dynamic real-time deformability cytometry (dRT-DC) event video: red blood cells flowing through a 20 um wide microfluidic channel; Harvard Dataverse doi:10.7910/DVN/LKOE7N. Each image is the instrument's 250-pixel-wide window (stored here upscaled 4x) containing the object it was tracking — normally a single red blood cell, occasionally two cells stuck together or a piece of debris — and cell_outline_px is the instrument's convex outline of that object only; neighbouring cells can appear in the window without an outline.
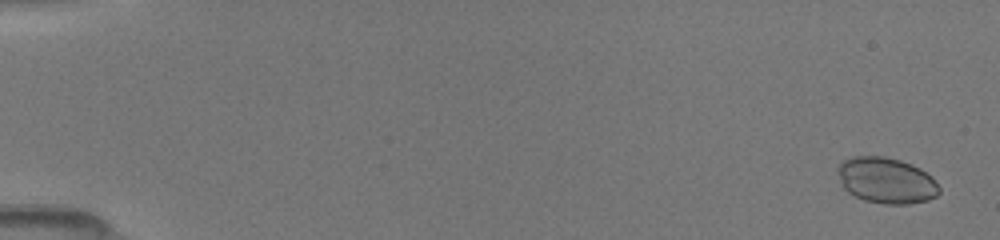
{"species": "common noctule bat (a hibernating species)", "species_latin": "Nyctalus noctula", "temperature_condition": "room temperature", "stored_images_in_passage": 21, "camera_frame_rate_fps": 3000, "um_per_image_px": 0.085, "animal": {"sex": "female", "body_mass_g": 19.5, "forearm_length_mm": 54.1}, "frame": {"image": 1, "passage_image": 2, "time_ms": 0.333, "image_size_px": [1000, 240], "cell_outline_px": [[940, 192], [936, 196], [928, 200], [908, 204], [884, 204], [864, 200], [848, 192], [844, 188], [836, 172], [836, 168], [844, 160], [856, 156], [884, 156], [900, 160], [912, 164], [920, 168], [932, 176], [940, 188]], "centroid_in_image_um": [75.34, 15.34], "position_along_channel_um": 9.7, "area_um2": 27.28}}
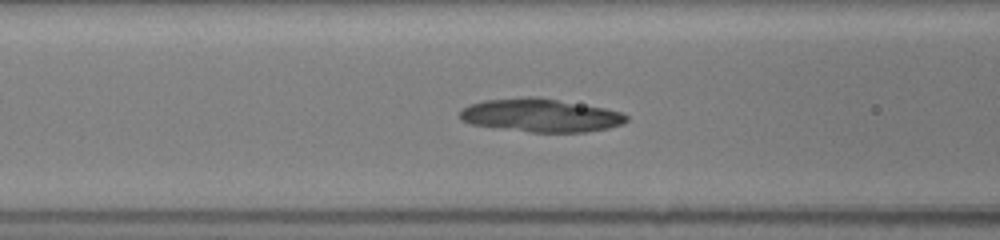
{"frame": {"image": 2, "passage_image": 19, "time_ms": 7.0, "image_size_px": [1000, 240], "cell_outline_px": [[628, 120], [624, 124], [608, 128], [584, 132], [532, 132], [500, 128], [472, 124], [460, 120], [460, 108], [468, 104], [484, 100], [528, 96], [536, 96], [604, 108], [620, 112], [628, 116]], "centroid_in_image_um": [45.93, 9.79], "position_along_channel_um": 120.7, "area_um2": 32.31}}
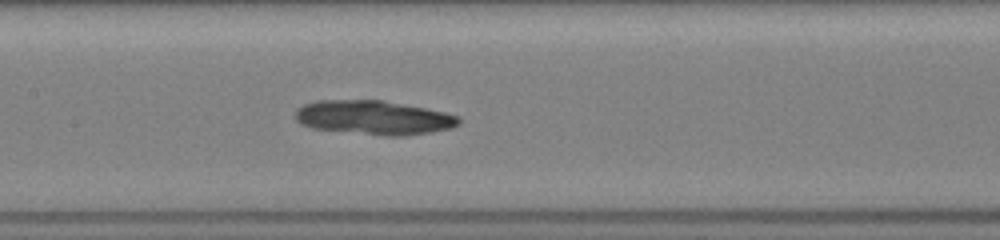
{"frame": {"image": 3, "passage_image": 21, "time_ms": 8.333, "image_size_px": [1000, 240], "cell_outline_px": [[460, 124], [452, 128], [432, 132], [404, 136], [388, 136], [312, 128], [300, 124], [296, 120], [296, 108], [304, 104], [316, 100], [384, 100], [444, 112], [460, 116]], "centroid_in_image_um": [31.78, 9.99], "position_along_channel_um": 175.6, "area_um2": 32.6}}